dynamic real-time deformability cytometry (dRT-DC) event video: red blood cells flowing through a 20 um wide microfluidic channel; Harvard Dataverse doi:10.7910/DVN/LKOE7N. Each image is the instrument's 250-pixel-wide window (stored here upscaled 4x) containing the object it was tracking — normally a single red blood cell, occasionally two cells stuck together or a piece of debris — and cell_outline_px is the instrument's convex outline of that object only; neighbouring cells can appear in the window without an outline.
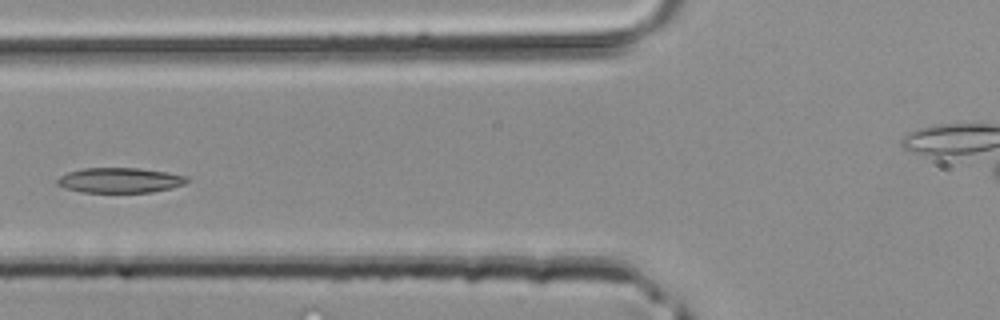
{"species": "common noctule bat (a hibernating species)", "species_latin": "Nyctalus noctula", "temperature_condition": "room temperature", "stored_images_in_passage": 41, "camera_frame_rate_fps": 3000, "um_per_image_px": 0.085, "animal": {"sex": "male", "body_mass_g": 20.4}, "frame": {"image": 1, "passage_image": 14, "time_ms": 4.333, "image_size_px": [1000, 320], "cell_outline_px": [[188, 180], [184, 184], [172, 188], [152, 192], [84, 192], [64, 188], [56, 184], [56, 180], [60, 176], [68, 172], [84, 168], [140, 168], [168, 172], [188, 176]], "centroid_in_image_um": [10.2, 15.32], "position_along_channel_um": 115.6, "area_um2": 19.02}}
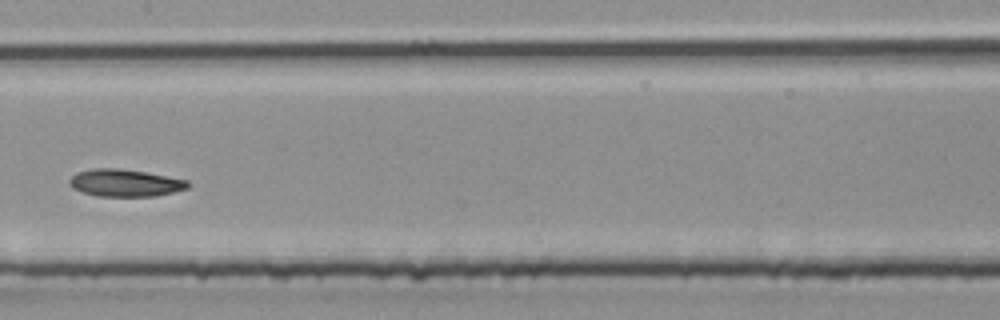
{"frame": {"image": 2, "passage_image": 19, "time_ms": 6.0, "image_size_px": [1000, 320], "cell_outline_px": [[188, 188], [172, 192], [152, 196], [96, 196], [80, 192], [72, 188], [68, 184], [68, 180], [76, 172], [92, 168], [116, 168], [144, 172], [188, 180]], "centroid_in_image_um": [10.54, 15.55], "position_along_channel_um": 196.9, "area_um2": 18.79}}
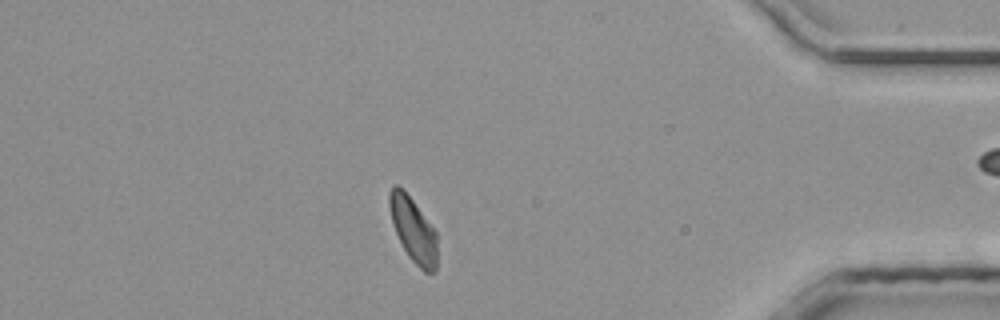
{"frame": {"image": 3, "passage_image": 34, "time_ms": 11.0, "image_size_px": [1000, 320], "cell_outline_px": [[436, 272], [424, 272], [408, 256], [392, 224], [388, 204], [388, 192], [392, 184], [396, 184], [412, 200], [436, 232]], "centroid_in_image_um": [35.09, 19.52], "position_along_channel_um": 400.1, "area_um2": 17.63}}